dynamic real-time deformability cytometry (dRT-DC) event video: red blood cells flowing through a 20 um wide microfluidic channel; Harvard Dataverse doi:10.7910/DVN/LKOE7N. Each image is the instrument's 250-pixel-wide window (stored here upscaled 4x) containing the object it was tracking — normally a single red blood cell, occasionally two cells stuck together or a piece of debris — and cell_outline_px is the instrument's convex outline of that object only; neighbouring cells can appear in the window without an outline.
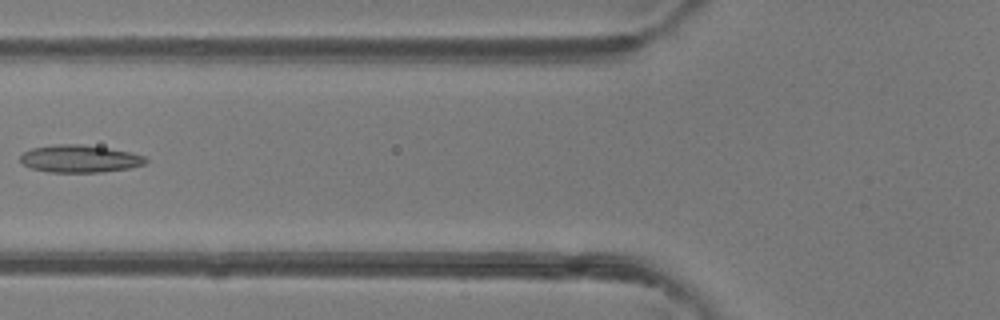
{"species": "common noctule bat (a hibernating species)", "species_latin": "Nyctalus noctula", "temperature_condition": "room temperature", "stored_images_in_passage": 5, "camera_frame_rate_fps": 3000, "um_per_image_px": 0.085, "animal": {"sex": "female"}, "frame": {"image": 1, "passage_image": 5, "time_ms": 1.333, "image_size_px": [1000, 320], "cell_outline_px": [[148, 160], [144, 164], [128, 168], [100, 172], [48, 172], [32, 168], [24, 164], [20, 160], [20, 156], [24, 152], [32, 148], [56, 144], [84, 144], [108, 148], [128, 152], [144, 156]], "centroid_in_image_um": [6.76, 13.49], "position_along_channel_um": 119.0, "area_um2": 19.88}}